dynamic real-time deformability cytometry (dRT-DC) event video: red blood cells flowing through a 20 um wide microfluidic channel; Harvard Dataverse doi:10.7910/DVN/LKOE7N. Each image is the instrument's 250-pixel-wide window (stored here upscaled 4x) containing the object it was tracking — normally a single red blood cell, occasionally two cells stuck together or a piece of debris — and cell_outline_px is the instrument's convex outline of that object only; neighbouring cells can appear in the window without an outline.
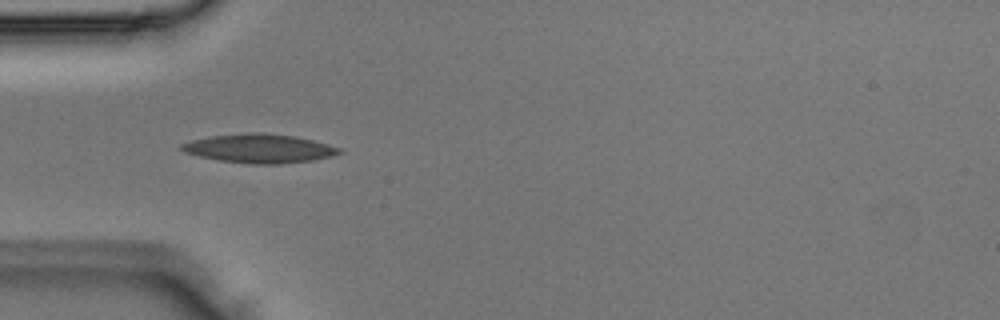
{"species": "Egyptian fruit bat (a non-hibernating species)", "species_latin": "Rousettus aegyptiacus", "temperature_condition": "room temperature", "stored_images_in_passage": 3, "camera_frame_rate_fps": 3000, "um_per_image_px": 0.085, "animal": {"sex": "male"}, "frame": {"image": 1, "passage_image": 3, "time_ms": 0.667, "image_size_px": [1000, 320], "cell_outline_px": [[344, 152], [332, 156], [312, 160], [280, 164], [252, 164], [220, 160], [200, 156], [184, 152], [180, 148], [180, 144], [192, 140], [212, 136], [248, 132], [264, 132], [296, 136], [328, 144], [340, 148]], "centroid_in_image_um": [22.07, 12.61], "position_along_channel_um": 62.9, "area_um2": 26.53}}